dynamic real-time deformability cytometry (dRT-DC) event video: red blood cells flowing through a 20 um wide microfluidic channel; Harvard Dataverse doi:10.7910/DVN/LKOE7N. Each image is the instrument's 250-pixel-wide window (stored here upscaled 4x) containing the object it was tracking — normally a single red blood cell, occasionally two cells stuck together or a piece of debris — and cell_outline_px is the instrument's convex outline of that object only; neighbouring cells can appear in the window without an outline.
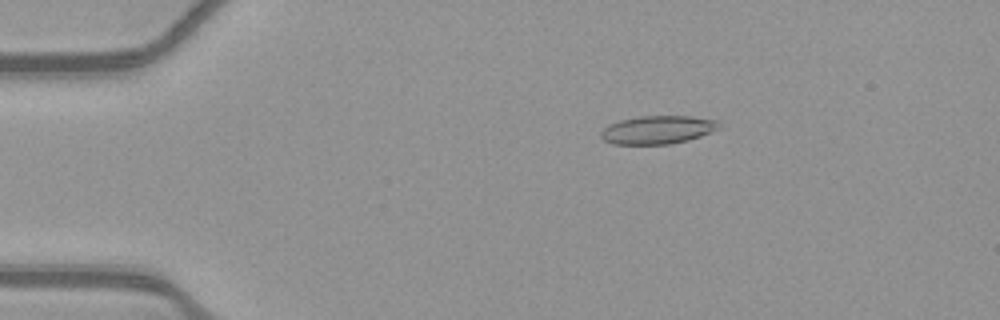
{"species": "common noctule bat (a hibernating species)", "species_latin": "Nyctalus noctula", "temperature_condition": "warm", "stored_images_in_passage": 49, "camera_frame_rate_fps": 3000, "um_per_image_px": 0.085, "animal": {"sex": "female", "body_mass_g": 21.9}, "frame": {"image": 1, "passage_image": 6, "time_ms": 1.667, "image_size_px": [1000, 320], "cell_outline_px": [[720, 128], [700, 136], [688, 140], [668, 144], [612, 144], [604, 140], [600, 136], [600, 132], [608, 124], [620, 120], [640, 116], [692, 116], [716, 120]], "centroid_in_image_um": [55.86, 11.03], "position_along_channel_um": 29.1, "area_um2": 19.36}}
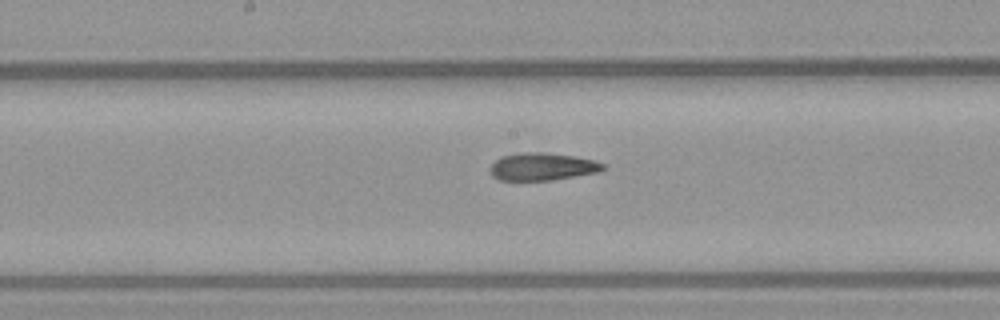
{"frame": {"image": 2, "passage_image": 24, "time_ms": 7.667, "image_size_px": [1000, 320], "cell_outline_px": [[608, 168], [600, 172], [552, 180], [500, 180], [492, 176], [488, 168], [500, 156], [524, 152], [540, 152], [572, 156], [592, 160], [608, 164]], "centroid_in_image_um": [46.12, 14.17], "position_along_channel_um": 202.1, "area_um2": 18.26}}
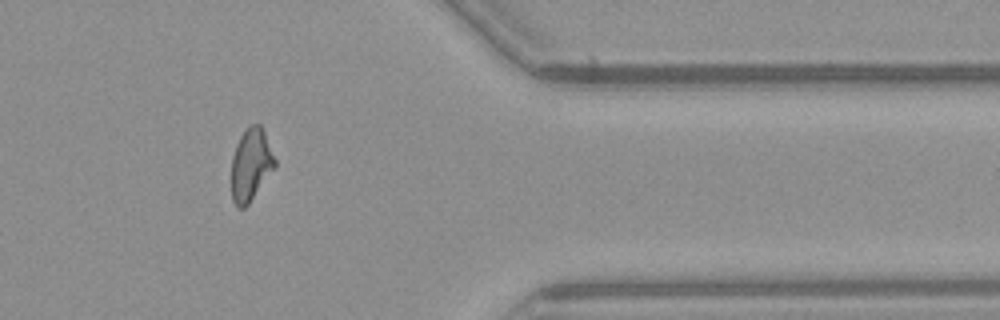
{"frame": {"image": 3, "passage_image": 40, "time_ms": 13.0, "image_size_px": [1000, 320], "cell_outline_px": [[276, 168], [248, 204], [244, 208], [236, 208], [232, 200], [232, 156], [236, 144], [240, 136], [252, 124], [260, 124], [264, 132], [276, 160]], "centroid_in_image_um": [21.33, 14.04], "position_along_channel_um": 390.1, "area_um2": 18.32}, "authors_computed_cell_mechanics": {"area_um2": 18.6694, "velocity_mm_per_s": 3.8967, "shape_relaxation_time_tau1_ms": null, "shape_relaxation_time_tau2_ms": 1.6701, "deformation_change_tau1": null, "deformation_change_tau2": 0.0944}}